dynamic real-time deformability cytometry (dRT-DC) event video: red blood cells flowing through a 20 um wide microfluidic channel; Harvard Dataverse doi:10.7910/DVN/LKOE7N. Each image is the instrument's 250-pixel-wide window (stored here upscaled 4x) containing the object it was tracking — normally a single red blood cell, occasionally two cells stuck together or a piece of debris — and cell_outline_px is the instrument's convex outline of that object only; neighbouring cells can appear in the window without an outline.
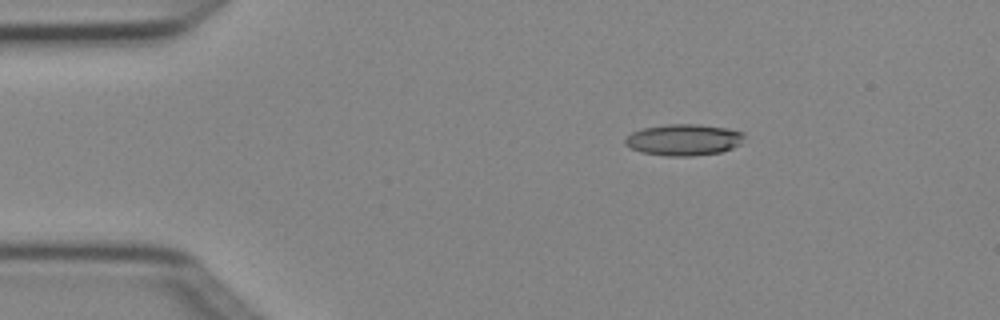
{"species": "Egyptian fruit bat (a non-hibernating species)", "species_latin": "Rousettus aegyptiacus", "temperature_condition": "cold", "stored_images_in_passage": 3, "camera_frame_rate_fps": 3000, "um_per_image_px": 0.085, "animal": {"sex": "female"}, "frame": {"image": 1, "passage_image": 2, "time_ms": 0.333, "image_size_px": [1000, 320], "cell_outline_px": [[744, 136], [740, 144], [732, 148], [720, 152], [692, 156], [668, 156], [640, 152], [624, 144], [624, 140], [632, 132], [644, 128], [668, 124], [700, 124], [724, 128], [744, 132]], "centroid_in_image_um": [58.11, 11.88], "position_along_channel_um": 26.9, "area_um2": 21.68}}